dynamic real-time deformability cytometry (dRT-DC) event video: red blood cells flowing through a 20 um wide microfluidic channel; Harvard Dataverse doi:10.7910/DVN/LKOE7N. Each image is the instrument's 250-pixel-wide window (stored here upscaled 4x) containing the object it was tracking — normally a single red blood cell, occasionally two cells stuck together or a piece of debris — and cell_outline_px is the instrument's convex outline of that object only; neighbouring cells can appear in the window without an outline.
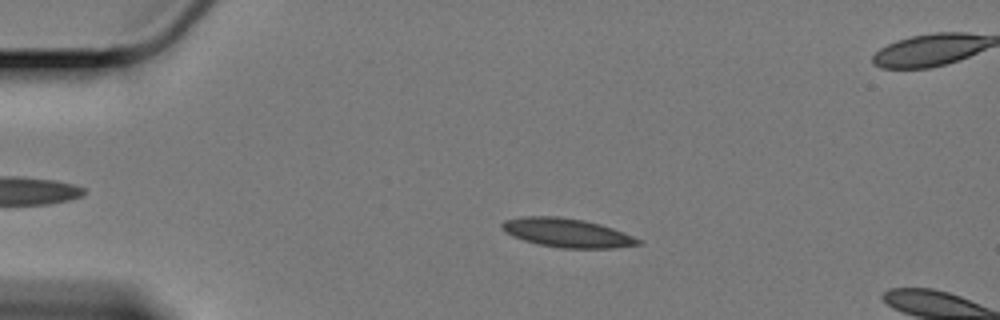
{"species": "Egyptian fruit bat (a non-hibernating species)", "species_latin": "Rousettus aegyptiacus", "temperature_condition": "cold", "stored_images_in_passage": 16, "camera_frame_rate_fps": 3000, "um_per_image_px": 0.085, "animal": {"sex": "female"}, "frame": {"image": 1, "passage_image": 12, "time_ms": 3.667, "image_size_px": [1000, 320], "cell_outline_px": [[640, 244], [612, 248], [560, 248], [540, 244], [524, 240], [512, 236], [500, 228], [500, 224], [504, 220], [520, 216], [560, 216], [584, 220], [600, 224], [612, 228], [632, 236], [640, 240]], "centroid_in_image_um": [48.13, 19.77], "position_along_channel_um": 36.9, "area_um2": 22.83}}